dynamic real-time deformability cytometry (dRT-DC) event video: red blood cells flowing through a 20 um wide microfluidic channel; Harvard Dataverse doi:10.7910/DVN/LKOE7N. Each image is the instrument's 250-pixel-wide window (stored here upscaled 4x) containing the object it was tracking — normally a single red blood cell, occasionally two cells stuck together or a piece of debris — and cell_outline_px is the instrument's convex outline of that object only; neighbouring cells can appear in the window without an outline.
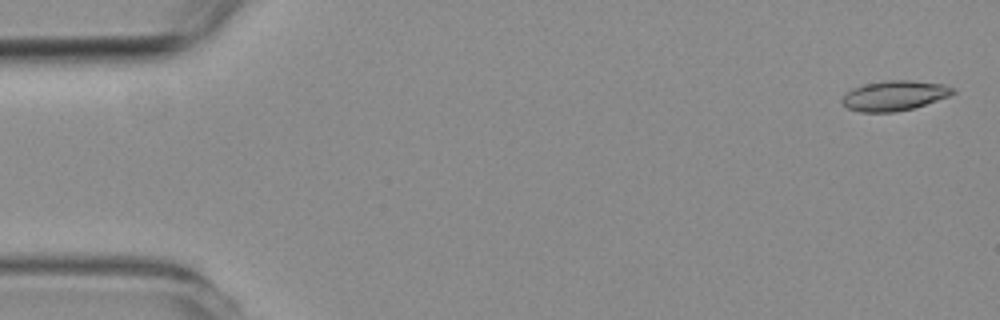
{"species": "common noctule bat (a hibernating species)", "species_latin": "Nyctalus noctula", "temperature_condition": "room temperature", "stored_images_in_passage": 22, "camera_frame_rate_fps": 3000, "um_per_image_px": 0.085, "animal": {"sex": "female", "body_mass_g": 19.3, "forearm_length_mm": 54.1}, "frame": {"image": 1, "passage_image": 2, "time_ms": 0.333, "image_size_px": [1000, 320], "cell_outline_px": [[956, 92], [948, 96], [912, 108], [896, 112], [860, 112], [848, 108], [840, 100], [852, 88], [884, 80], [912, 80], [944, 84], [956, 88]], "centroid_in_image_um": [76.04, 8.12], "position_along_channel_um": 9.0, "area_um2": 19.19}}
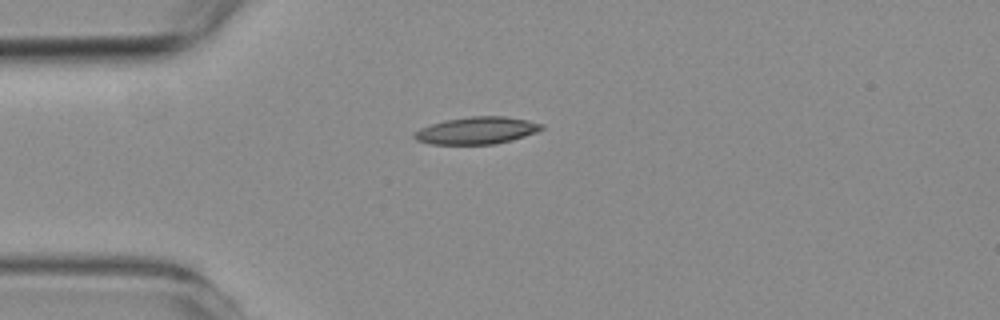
{"frame": {"image": 2, "passage_image": 14, "time_ms": 4.333, "image_size_px": [1000, 320], "cell_outline_px": [[544, 128], [536, 132], [524, 136], [496, 144], [432, 144], [416, 140], [412, 136], [420, 128], [444, 120], [468, 116], [504, 116], [524, 120], [540, 124]], "centroid_in_image_um": [40.48, 11.09], "position_along_channel_um": 44.5, "area_um2": 19.88}}
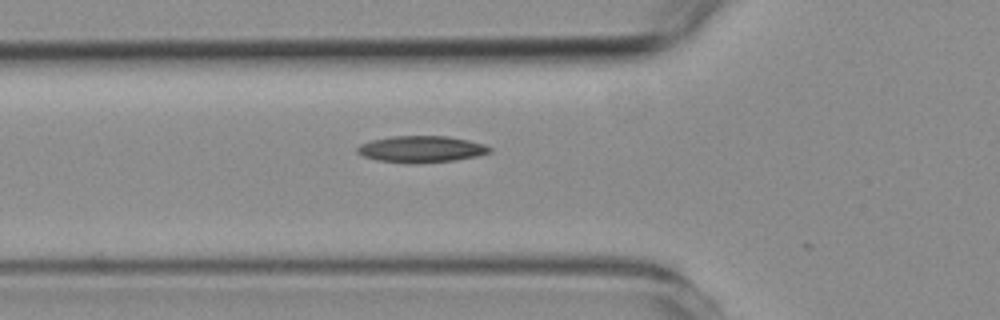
{"frame": {"image": 3, "passage_image": 19, "time_ms": 6.0, "image_size_px": [1000, 320], "cell_outline_px": [[492, 152], [476, 156], [456, 160], [416, 164], [408, 164], [376, 160], [364, 156], [356, 152], [356, 148], [360, 144], [372, 140], [392, 136], [448, 136], [468, 140], [484, 144], [492, 148]], "centroid_in_image_um": [35.81, 12.69], "position_along_channel_um": 90.0, "area_um2": 20.69}}